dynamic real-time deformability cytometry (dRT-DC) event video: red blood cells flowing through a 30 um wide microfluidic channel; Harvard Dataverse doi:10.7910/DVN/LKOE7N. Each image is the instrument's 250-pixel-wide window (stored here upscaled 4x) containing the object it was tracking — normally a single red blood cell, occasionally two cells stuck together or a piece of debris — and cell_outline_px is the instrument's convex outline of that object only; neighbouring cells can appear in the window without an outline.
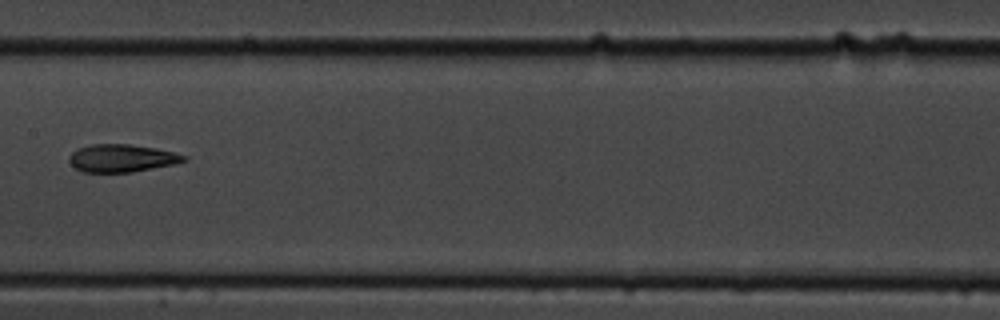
{"species": "common noctule bat (a hibernating species)", "species_latin": "Nyctalus noctula", "temperature_condition": "cold", "stored_images_in_passage": 11, "camera_frame_rate_fps": 3000, "um_per_image_px": 0.085, "animal": {"sex": "male", "body_mass_g": 19.5, "forearm_length_mm": 54.6}, "frame": {"image": 1, "passage_image": 4, "time_ms": 3.667, "image_size_px": [1000, 320], "cell_outline_px": [[188, 160], [172, 164], [132, 172], [84, 172], [76, 168], [68, 160], [68, 156], [76, 148], [92, 144], [128, 144], [156, 148], [188, 156]], "centroid_in_image_um": [10.32, 13.43], "position_along_channel_um": 197.1, "area_um2": 18.44}}
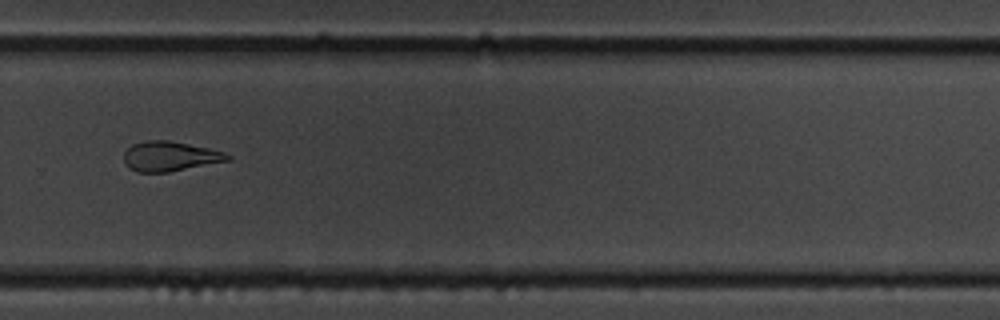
{"frame": {"image": 2, "passage_image": 7, "time_ms": 7.0, "image_size_px": [1000, 320], "cell_outline_px": [[232, 160], [168, 172], [136, 172], [128, 168], [124, 164], [124, 152], [132, 144], [144, 140], [168, 140], [212, 148], [224, 152], [232, 156]], "centroid_in_image_um": [14.45, 13.28], "position_along_channel_um": 315.3, "area_um2": 18.32}}
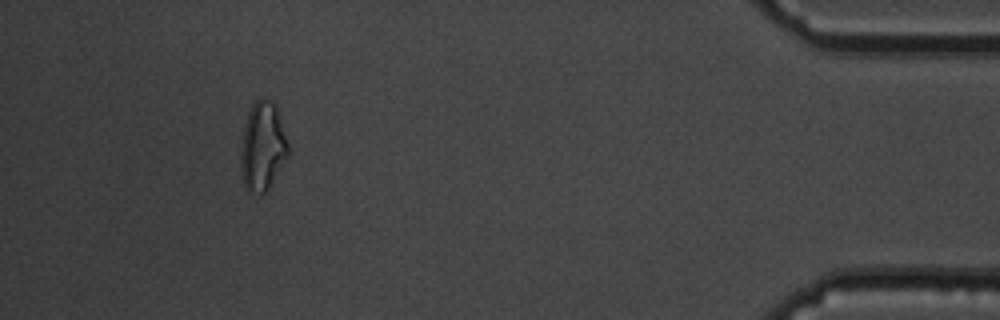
{"frame": {"image": 3, "passage_image": 10, "time_ms": 11.333, "image_size_px": [1000, 320], "cell_outline_px": [[288, 156], [268, 188], [264, 192], [248, 192], [244, 184], [240, 172], [240, 152], [244, 128], [248, 112], [252, 104], [260, 96], [264, 96], [276, 104], [288, 144]], "centroid_in_image_um": [22.3, 12.4], "position_along_channel_um": 412.9, "area_um2": 24.51}, "authors_computed_cell_mechanics": {"area_um2": 18.496, "velocity_mm_per_s": 3.575, "shape_relaxation_time_tau1_ms": 3.8813, "shape_relaxation_time_tau2_ms": 3.031, "deformation_change_tau1": 0.1314, "deformation_change_tau2": 0.0927}}